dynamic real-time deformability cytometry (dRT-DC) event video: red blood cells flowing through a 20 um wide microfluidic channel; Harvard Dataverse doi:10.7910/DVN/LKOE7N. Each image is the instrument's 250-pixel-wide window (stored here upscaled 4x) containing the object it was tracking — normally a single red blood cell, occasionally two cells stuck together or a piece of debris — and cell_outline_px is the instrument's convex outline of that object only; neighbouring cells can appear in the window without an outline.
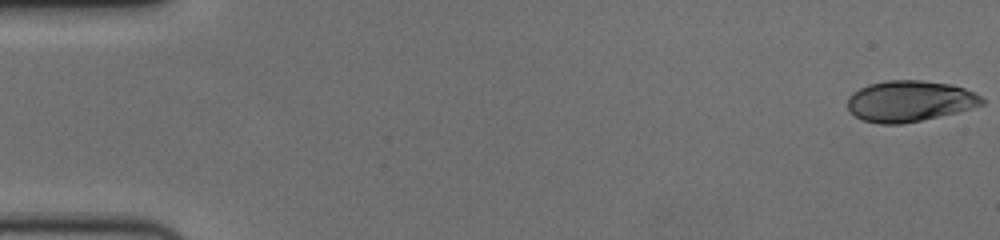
{"species": "human", "species_latin": "Homo sapiens", "temperature_condition": "cold", "stored_images_in_passage": 57, "camera_frame_rate_fps": 3000, "um_per_image_px": 0.085, "donor": {"sex": "female"}, "frame": {"image": 1, "passage_image": 1, "time_ms": 0.0, "image_size_px": [1000, 240], "cell_outline_px": [[984, 104], [956, 112], [920, 120], [900, 124], [880, 124], [864, 120], [856, 116], [848, 108], [848, 96], [852, 92], [868, 84], [888, 80], [924, 80], [952, 84], [976, 92], [984, 100]], "centroid_in_image_um": [77.32, 8.58], "position_along_channel_um": 7.7, "area_um2": 32.02}}
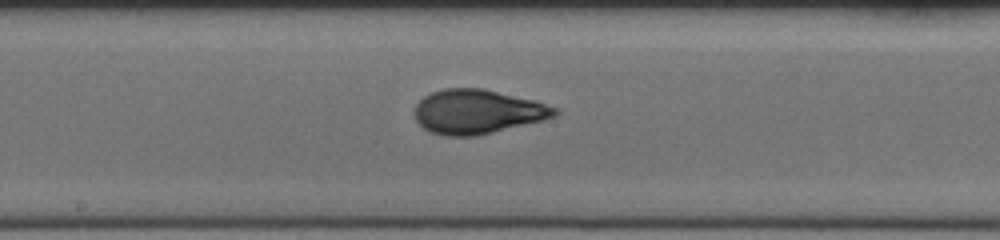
{"frame": {"image": 2, "passage_image": 31, "time_ms": 10.0, "image_size_px": [1000, 240], "cell_outline_px": [[560, 112], [556, 116], [544, 120], [476, 136], [444, 136], [432, 132], [424, 128], [416, 120], [412, 112], [416, 104], [424, 96], [432, 92], [444, 88], [484, 88], [536, 100], [560, 108]], "centroid_in_image_um": [40.61, 9.48], "position_along_channel_um": 207.6, "area_um2": 36.59}}
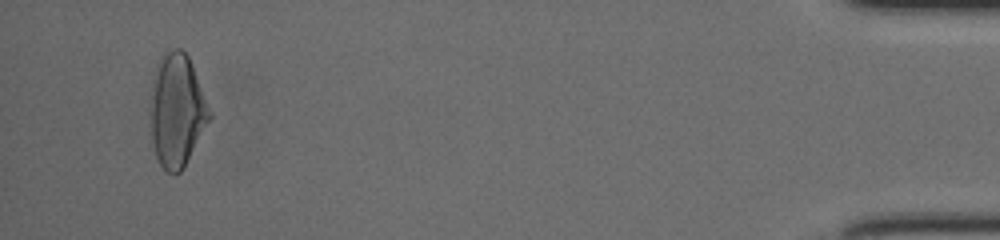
{"frame": {"image": 3, "passage_image": 55, "time_ms": 18.0, "image_size_px": [1000, 240], "cell_outline_px": [[212, 116], [180, 172], [168, 172], [160, 164], [156, 156], [152, 140], [152, 108], [156, 80], [160, 60], [168, 48], [180, 48], [188, 56]], "centroid_in_image_um": [15.07, 9.41], "position_along_channel_um": 420.1, "area_um2": 36.88}, "authors_computed_cell_mechanics": {"area_um2": 35.1424, "velocity_mm_per_s": 3.6328, "shape_relaxation_time_tau1_ms": 4.8872, "shape_relaxation_time_tau2_ms": 1.0648, "deformation_change_tau1": 0.1896, "deformation_change_tau2": 0.0671}}